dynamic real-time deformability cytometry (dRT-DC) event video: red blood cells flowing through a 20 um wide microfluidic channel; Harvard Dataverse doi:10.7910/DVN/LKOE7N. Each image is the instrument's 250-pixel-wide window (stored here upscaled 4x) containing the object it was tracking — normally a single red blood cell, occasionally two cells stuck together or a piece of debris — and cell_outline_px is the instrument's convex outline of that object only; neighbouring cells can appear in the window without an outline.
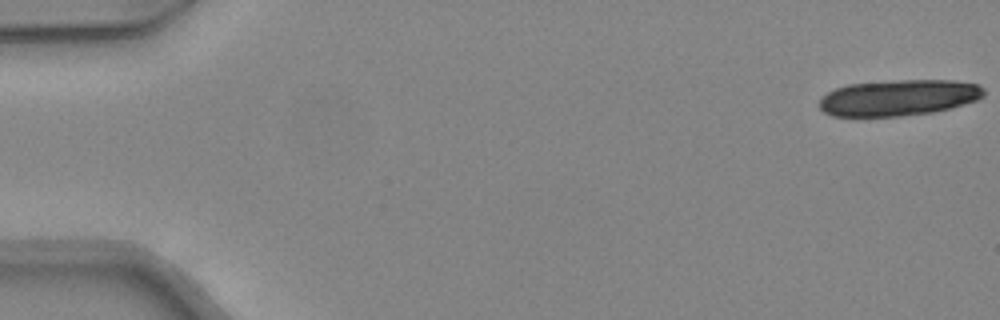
{"species": "common noctule bat (a hibernating species)", "species_latin": "Nyctalus noctula", "temperature_condition": "warm", "stored_images_in_passage": 4, "camera_frame_rate_fps": 3000, "um_per_image_px": 0.085, "animal": {"sex": "female", "body_mass_g": 24.6, "forearm_length_mm": 56.2}, "frame": {"image": 1, "passage_image": 1, "time_ms": 0.0, "image_size_px": [1000, 320], "cell_outline_px": [[984, 96], [976, 100], [952, 108], [932, 112], [900, 116], [832, 116], [824, 112], [820, 108], [820, 100], [828, 92], [836, 88], [848, 84], [900, 80], [952, 80], [976, 84], [984, 88]], "centroid_in_image_um": [76.39, 8.3], "position_along_channel_um": 8.6, "area_um2": 34.45}}